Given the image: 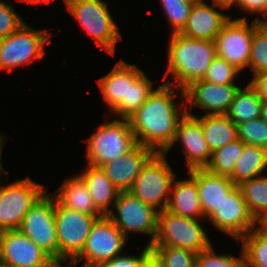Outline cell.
I'll list each match as a JSON object with an SVG mask.
<instances>
[{"instance_id":"cell-9","label":"cell","mask_w":267,"mask_h":267,"mask_svg":"<svg viewBox=\"0 0 267 267\" xmlns=\"http://www.w3.org/2000/svg\"><path fill=\"white\" fill-rule=\"evenodd\" d=\"M1 181L0 232L19 229L28 210L46 189L30 177L19 178L9 185H2Z\"/></svg>"},{"instance_id":"cell-35","label":"cell","mask_w":267,"mask_h":267,"mask_svg":"<svg viewBox=\"0 0 267 267\" xmlns=\"http://www.w3.org/2000/svg\"><path fill=\"white\" fill-rule=\"evenodd\" d=\"M240 72L225 59L216 56L211 61L203 80L219 85H236L234 80H236Z\"/></svg>"},{"instance_id":"cell-6","label":"cell","mask_w":267,"mask_h":267,"mask_svg":"<svg viewBox=\"0 0 267 267\" xmlns=\"http://www.w3.org/2000/svg\"><path fill=\"white\" fill-rule=\"evenodd\" d=\"M54 217L58 238L59 264L64 263V267H67L82 253L92 225L103 215H86L68 209L54 197Z\"/></svg>"},{"instance_id":"cell-18","label":"cell","mask_w":267,"mask_h":267,"mask_svg":"<svg viewBox=\"0 0 267 267\" xmlns=\"http://www.w3.org/2000/svg\"><path fill=\"white\" fill-rule=\"evenodd\" d=\"M239 85H219L206 80L192 82L184 89L186 105L200 107L204 115L226 114Z\"/></svg>"},{"instance_id":"cell-50","label":"cell","mask_w":267,"mask_h":267,"mask_svg":"<svg viewBox=\"0 0 267 267\" xmlns=\"http://www.w3.org/2000/svg\"><path fill=\"white\" fill-rule=\"evenodd\" d=\"M186 1H188V2H193V3H197V2H200V1H202V0H186Z\"/></svg>"},{"instance_id":"cell-13","label":"cell","mask_w":267,"mask_h":267,"mask_svg":"<svg viewBox=\"0 0 267 267\" xmlns=\"http://www.w3.org/2000/svg\"><path fill=\"white\" fill-rule=\"evenodd\" d=\"M258 27L254 19L249 24L246 16L229 19L216 36L214 43L217 56L225 59L239 71L249 66L252 36Z\"/></svg>"},{"instance_id":"cell-51","label":"cell","mask_w":267,"mask_h":267,"mask_svg":"<svg viewBox=\"0 0 267 267\" xmlns=\"http://www.w3.org/2000/svg\"><path fill=\"white\" fill-rule=\"evenodd\" d=\"M0 267H13V266H7L5 264H0Z\"/></svg>"},{"instance_id":"cell-36","label":"cell","mask_w":267,"mask_h":267,"mask_svg":"<svg viewBox=\"0 0 267 267\" xmlns=\"http://www.w3.org/2000/svg\"><path fill=\"white\" fill-rule=\"evenodd\" d=\"M240 257L232 255H217L213 246L196 255V267H245L242 248Z\"/></svg>"},{"instance_id":"cell-34","label":"cell","mask_w":267,"mask_h":267,"mask_svg":"<svg viewBox=\"0 0 267 267\" xmlns=\"http://www.w3.org/2000/svg\"><path fill=\"white\" fill-rule=\"evenodd\" d=\"M153 82L142 71L129 85L128 119L140 108L154 91Z\"/></svg>"},{"instance_id":"cell-3","label":"cell","mask_w":267,"mask_h":267,"mask_svg":"<svg viewBox=\"0 0 267 267\" xmlns=\"http://www.w3.org/2000/svg\"><path fill=\"white\" fill-rule=\"evenodd\" d=\"M66 10L74 17L97 45L115 55L121 34L103 0H63Z\"/></svg>"},{"instance_id":"cell-47","label":"cell","mask_w":267,"mask_h":267,"mask_svg":"<svg viewBox=\"0 0 267 267\" xmlns=\"http://www.w3.org/2000/svg\"><path fill=\"white\" fill-rule=\"evenodd\" d=\"M18 1H24V2L27 1L28 3H32L37 6V4L39 3H43V2L47 3L51 1L53 2L54 0H18Z\"/></svg>"},{"instance_id":"cell-33","label":"cell","mask_w":267,"mask_h":267,"mask_svg":"<svg viewBox=\"0 0 267 267\" xmlns=\"http://www.w3.org/2000/svg\"><path fill=\"white\" fill-rule=\"evenodd\" d=\"M237 126V136L244 144L267 149V121L262 117L245 121Z\"/></svg>"},{"instance_id":"cell-37","label":"cell","mask_w":267,"mask_h":267,"mask_svg":"<svg viewBox=\"0 0 267 267\" xmlns=\"http://www.w3.org/2000/svg\"><path fill=\"white\" fill-rule=\"evenodd\" d=\"M249 67L253 74L267 71V35L259 27L253 32Z\"/></svg>"},{"instance_id":"cell-39","label":"cell","mask_w":267,"mask_h":267,"mask_svg":"<svg viewBox=\"0 0 267 267\" xmlns=\"http://www.w3.org/2000/svg\"><path fill=\"white\" fill-rule=\"evenodd\" d=\"M151 255V248L146 245L137 256L120 254L112 260L101 263L98 267H141Z\"/></svg>"},{"instance_id":"cell-2","label":"cell","mask_w":267,"mask_h":267,"mask_svg":"<svg viewBox=\"0 0 267 267\" xmlns=\"http://www.w3.org/2000/svg\"><path fill=\"white\" fill-rule=\"evenodd\" d=\"M169 39L165 83L174 85L170 81L174 79L179 91H184L192 82L204 79L217 56L216 46L212 40L189 38L180 33H171Z\"/></svg>"},{"instance_id":"cell-27","label":"cell","mask_w":267,"mask_h":267,"mask_svg":"<svg viewBox=\"0 0 267 267\" xmlns=\"http://www.w3.org/2000/svg\"><path fill=\"white\" fill-rule=\"evenodd\" d=\"M263 102L255 89L248 83L239 87L226 115L235 123L258 119L261 117Z\"/></svg>"},{"instance_id":"cell-19","label":"cell","mask_w":267,"mask_h":267,"mask_svg":"<svg viewBox=\"0 0 267 267\" xmlns=\"http://www.w3.org/2000/svg\"><path fill=\"white\" fill-rule=\"evenodd\" d=\"M214 7L229 10L227 6L213 1L212 5L205 3V0L194 3L187 24L180 34L189 38L214 41L223 25L231 18Z\"/></svg>"},{"instance_id":"cell-42","label":"cell","mask_w":267,"mask_h":267,"mask_svg":"<svg viewBox=\"0 0 267 267\" xmlns=\"http://www.w3.org/2000/svg\"><path fill=\"white\" fill-rule=\"evenodd\" d=\"M254 224V226H256L254 228L259 233L267 235V210L262 211L258 216L254 218Z\"/></svg>"},{"instance_id":"cell-26","label":"cell","mask_w":267,"mask_h":267,"mask_svg":"<svg viewBox=\"0 0 267 267\" xmlns=\"http://www.w3.org/2000/svg\"><path fill=\"white\" fill-rule=\"evenodd\" d=\"M267 149L244 144L242 154L229 177L238 186L252 178L262 176L267 170Z\"/></svg>"},{"instance_id":"cell-46","label":"cell","mask_w":267,"mask_h":267,"mask_svg":"<svg viewBox=\"0 0 267 267\" xmlns=\"http://www.w3.org/2000/svg\"><path fill=\"white\" fill-rule=\"evenodd\" d=\"M7 138L3 133H0V155H2L3 147L6 145Z\"/></svg>"},{"instance_id":"cell-40","label":"cell","mask_w":267,"mask_h":267,"mask_svg":"<svg viewBox=\"0 0 267 267\" xmlns=\"http://www.w3.org/2000/svg\"><path fill=\"white\" fill-rule=\"evenodd\" d=\"M233 5L250 15H267V0H236Z\"/></svg>"},{"instance_id":"cell-8","label":"cell","mask_w":267,"mask_h":267,"mask_svg":"<svg viewBox=\"0 0 267 267\" xmlns=\"http://www.w3.org/2000/svg\"><path fill=\"white\" fill-rule=\"evenodd\" d=\"M47 29L36 30L25 22L14 33L0 39V70L12 71L16 67L41 60L46 45L51 44Z\"/></svg>"},{"instance_id":"cell-1","label":"cell","mask_w":267,"mask_h":267,"mask_svg":"<svg viewBox=\"0 0 267 267\" xmlns=\"http://www.w3.org/2000/svg\"><path fill=\"white\" fill-rule=\"evenodd\" d=\"M178 94L182 103H176ZM184 103V91L173 90L171 84L163 82L154 88L147 101L128 119L137 144L167 154L174 143L178 121L186 112Z\"/></svg>"},{"instance_id":"cell-48","label":"cell","mask_w":267,"mask_h":267,"mask_svg":"<svg viewBox=\"0 0 267 267\" xmlns=\"http://www.w3.org/2000/svg\"><path fill=\"white\" fill-rule=\"evenodd\" d=\"M261 117L267 121V103H263Z\"/></svg>"},{"instance_id":"cell-29","label":"cell","mask_w":267,"mask_h":267,"mask_svg":"<svg viewBox=\"0 0 267 267\" xmlns=\"http://www.w3.org/2000/svg\"><path fill=\"white\" fill-rule=\"evenodd\" d=\"M240 240L245 267H267V235L253 228Z\"/></svg>"},{"instance_id":"cell-44","label":"cell","mask_w":267,"mask_h":267,"mask_svg":"<svg viewBox=\"0 0 267 267\" xmlns=\"http://www.w3.org/2000/svg\"><path fill=\"white\" fill-rule=\"evenodd\" d=\"M266 20H262L258 17L255 18L257 21L258 27L267 35V15L263 16Z\"/></svg>"},{"instance_id":"cell-45","label":"cell","mask_w":267,"mask_h":267,"mask_svg":"<svg viewBox=\"0 0 267 267\" xmlns=\"http://www.w3.org/2000/svg\"><path fill=\"white\" fill-rule=\"evenodd\" d=\"M215 3H219L222 5L227 6L229 9L233 6V4L236 2V0H212Z\"/></svg>"},{"instance_id":"cell-23","label":"cell","mask_w":267,"mask_h":267,"mask_svg":"<svg viewBox=\"0 0 267 267\" xmlns=\"http://www.w3.org/2000/svg\"><path fill=\"white\" fill-rule=\"evenodd\" d=\"M86 184L96 209L107 216L112 209L119 190L113 185L101 167L88 165L81 174H78ZM112 204V205H111Z\"/></svg>"},{"instance_id":"cell-15","label":"cell","mask_w":267,"mask_h":267,"mask_svg":"<svg viewBox=\"0 0 267 267\" xmlns=\"http://www.w3.org/2000/svg\"><path fill=\"white\" fill-rule=\"evenodd\" d=\"M207 218L215 228L232 236L238 245L240 239L255 227L254 217L248 211L246 201L238 186L225 196Z\"/></svg>"},{"instance_id":"cell-41","label":"cell","mask_w":267,"mask_h":267,"mask_svg":"<svg viewBox=\"0 0 267 267\" xmlns=\"http://www.w3.org/2000/svg\"><path fill=\"white\" fill-rule=\"evenodd\" d=\"M249 84L255 89L263 103H267V71L253 74Z\"/></svg>"},{"instance_id":"cell-5","label":"cell","mask_w":267,"mask_h":267,"mask_svg":"<svg viewBox=\"0 0 267 267\" xmlns=\"http://www.w3.org/2000/svg\"><path fill=\"white\" fill-rule=\"evenodd\" d=\"M200 220L183 217L167 209L159 211L157 232L151 245L185 248L196 254L210 248L212 243Z\"/></svg>"},{"instance_id":"cell-20","label":"cell","mask_w":267,"mask_h":267,"mask_svg":"<svg viewBox=\"0 0 267 267\" xmlns=\"http://www.w3.org/2000/svg\"><path fill=\"white\" fill-rule=\"evenodd\" d=\"M154 154L152 149L137 144L127 154L103 164L101 169L119 191H129L142 167Z\"/></svg>"},{"instance_id":"cell-12","label":"cell","mask_w":267,"mask_h":267,"mask_svg":"<svg viewBox=\"0 0 267 267\" xmlns=\"http://www.w3.org/2000/svg\"><path fill=\"white\" fill-rule=\"evenodd\" d=\"M19 230L59 263L58 238L54 217V196L44 193L28 210Z\"/></svg>"},{"instance_id":"cell-24","label":"cell","mask_w":267,"mask_h":267,"mask_svg":"<svg viewBox=\"0 0 267 267\" xmlns=\"http://www.w3.org/2000/svg\"><path fill=\"white\" fill-rule=\"evenodd\" d=\"M52 195L62 206L68 209L76 210L86 215H102L96 209L91 194L79 175L66 178Z\"/></svg>"},{"instance_id":"cell-16","label":"cell","mask_w":267,"mask_h":267,"mask_svg":"<svg viewBox=\"0 0 267 267\" xmlns=\"http://www.w3.org/2000/svg\"><path fill=\"white\" fill-rule=\"evenodd\" d=\"M142 72L134 64L118 61L105 76L98 78L97 84L109 112L120 119H128L129 85Z\"/></svg>"},{"instance_id":"cell-32","label":"cell","mask_w":267,"mask_h":267,"mask_svg":"<svg viewBox=\"0 0 267 267\" xmlns=\"http://www.w3.org/2000/svg\"><path fill=\"white\" fill-rule=\"evenodd\" d=\"M161 7L166 15V19L170 25L171 33H180L185 25L191 13L193 2L186 0H159Z\"/></svg>"},{"instance_id":"cell-25","label":"cell","mask_w":267,"mask_h":267,"mask_svg":"<svg viewBox=\"0 0 267 267\" xmlns=\"http://www.w3.org/2000/svg\"><path fill=\"white\" fill-rule=\"evenodd\" d=\"M198 118L212 153L238 139L237 126L226 114L204 115Z\"/></svg>"},{"instance_id":"cell-49","label":"cell","mask_w":267,"mask_h":267,"mask_svg":"<svg viewBox=\"0 0 267 267\" xmlns=\"http://www.w3.org/2000/svg\"><path fill=\"white\" fill-rule=\"evenodd\" d=\"M4 175L7 177V178H6V180H7V179H8L7 171L4 170V168H3V166H2V163H0V179H1V177L4 176Z\"/></svg>"},{"instance_id":"cell-38","label":"cell","mask_w":267,"mask_h":267,"mask_svg":"<svg viewBox=\"0 0 267 267\" xmlns=\"http://www.w3.org/2000/svg\"><path fill=\"white\" fill-rule=\"evenodd\" d=\"M24 23L14 7L0 0V39L14 33Z\"/></svg>"},{"instance_id":"cell-14","label":"cell","mask_w":267,"mask_h":267,"mask_svg":"<svg viewBox=\"0 0 267 267\" xmlns=\"http://www.w3.org/2000/svg\"><path fill=\"white\" fill-rule=\"evenodd\" d=\"M0 264L13 267H64L19 229L0 232Z\"/></svg>"},{"instance_id":"cell-10","label":"cell","mask_w":267,"mask_h":267,"mask_svg":"<svg viewBox=\"0 0 267 267\" xmlns=\"http://www.w3.org/2000/svg\"><path fill=\"white\" fill-rule=\"evenodd\" d=\"M127 240L107 216L100 217L92 225L82 253L67 267H76L84 259L81 267H98L120 255Z\"/></svg>"},{"instance_id":"cell-30","label":"cell","mask_w":267,"mask_h":267,"mask_svg":"<svg viewBox=\"0 0 267 267\" xmlns=\"http://www.w3.org/2000/svg\"><path fill=\"white\" fill-rule=\"evenodd\" d=\"M248 211L255 218L267 210V175L252 178L238 185Z\"/></svg>"},{"instance_id":"cell-4","label":"cell","mask_w":267,"mask_h":267,"mask_svg":"<svg viewBox=\"0 0 267 267\" xmlns=\"http://www.w3.org/2000/svg\"><path fill=\"white\" fill-rule=\"evenodd\" d=\"M85 141L87 164L97 167L127 154L137 145L128 119L104 122Z\"/></svg>"},{"instance_id":"cell-21","label":"cell","mask_w":267,"mask_h":267,"mask_svg":"<svg viewBox=\"0 0 267 267\" xmlns=\"http://www.w3.org/2000/svg\"><path fill=\"white\" fill-rule=\"evenodd\" d=\"M187 172L195 178L200 205L206 218L236 187L229 177L211 173L206 168Z\"/></svg>"},{"instance_id":"cell-7","label":"cell","mask_w":267,"mask_h":267,"mask_svg":"<svg viewBox=\"0 0 267 267\" xmlns=\"http://www.w3.org/2000/svg\"><path fill=\"white\" fill-rule=\"evenodd\" d=\"M166 156L165 153H155L142 167L129 190L158 212L167 208L171 187L177 178Z\"/></svg>"},{"instance_id":"cell-28","label":"cell","mask_w":267,"mask_h":267,"mask_svg":"<svg viewBox=\"0 0 267 267\" xmlns=\"http://www.w3.org/2000/svg\"><path fill=\"white\" fill-rule=\"evenodd\" d=\"M243 147L244 143L240 139L224 145L212 153L210 163L206 169L211 173L230 177L242 154Z\"/></svg>"},{"instance_id":"cell-22","label":"cell","mask_w":267,"mask_h":267,"mask_svg":"<svg viewBox=\"0 0 267 267\" xmlns=\"http://www.w3.org/2000/svg\"><path fill=\"white\" fill-rule=\"evenodd\" d=\"M186 180L173 181L167 210L183 217L204 219L195 178L187 172Z\"/></svg>"},{"instance_id":"cell-43","label":"cell","mask_w":267,"mask_h":267,"mask_svg":"<svg viewBox=\"0 0 267 267\" xmlns=\"http://www.w3.org/2000/svg\"><path fill=\"white\" fill-rule=\"evenodd\" d=\"M141 267H161V264L151 255Z\"/></svg>"},{"instance_id":"cell-17","label":"cell","mask_w":267,"mask_h":267,"mask_svg":"<svg viewBox=\"0 0 267 267\" xmlns=\"http://www.w3.org/2000/svg\"><path fill=\"white\" fill-rule=\"evenodd\" d=\"M185 108L186 112L178 121L175 140L171 147L180 141L188 171L205 169L210 163L212 152L205 140L201 120L190 113L188 106Z\"/></svg>"},{"instance_id":"cell-11","label":"cell","mask_w":267,"mask_h":267,"mask_svg":"<svg viewBox=\"0 0 267 267\" xmlns=\"http://www.w3.org/2000/svg\"><path fill=\"white\" fill-rule=\"evenodd\" d=\"M112 210L107 217L121 230L128 239V232L150 235L151 246L157 232L158 211L145 204L130 191H119ZM117 214V215H116Z\"/></svg>"},{"instance_id":"cell-31","label":"cell","mask_w":267,"mask_h":267,"mask_svg":"<svg viewBox=\"0 0 267 267\" xmlns=\"http://www.w3.org/2000/svg\"><path fill=\"white\" fill-rule=\"evenodd\" d=\"M151 254L161 267H196V253L185 248L151 245Z\"/></svg>"}]
</instances>
